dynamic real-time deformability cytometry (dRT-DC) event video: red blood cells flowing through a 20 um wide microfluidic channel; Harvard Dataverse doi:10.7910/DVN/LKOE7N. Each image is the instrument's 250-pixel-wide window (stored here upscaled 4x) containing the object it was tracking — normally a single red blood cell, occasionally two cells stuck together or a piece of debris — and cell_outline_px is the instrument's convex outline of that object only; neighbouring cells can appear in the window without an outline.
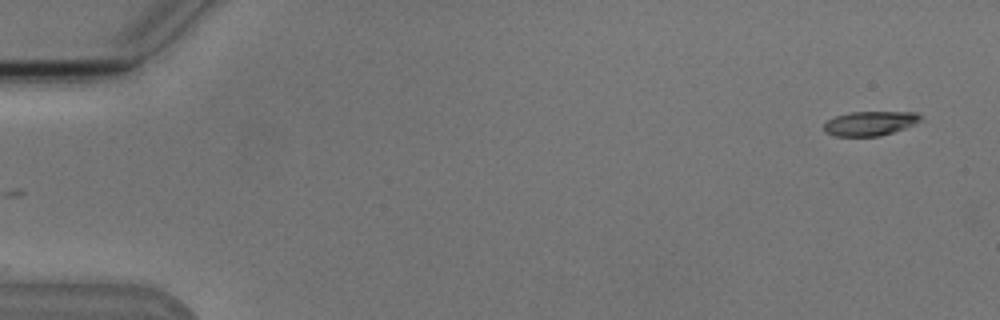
{"species": "Egyptian fruit bat (a non-hibernating species)", "species_latin": "Rousettus aegyptiacus", "temperature_condition": "cold", "stored_images_in_passage": 52, "camera_frame_rate_fps": 3000, "um_per_image_px": 0.085, "animal": {"sex": "male"}, "frame": {"image": 1, "passage_image": 1, "time_ms": 0.0, "image_size_px": [1000, 320], "cell_outline_px": [[920, 120], [904, 128], [880, 136], [836, 136], [824, 132], [824, 124], [828, 120], [836, 116], [848, 112], [916, 112], [920, 116]], "centroid_in_image_um": [73.9, 10.48], "position_along_channel_um": 11.1, "area_um2": 13.53}}
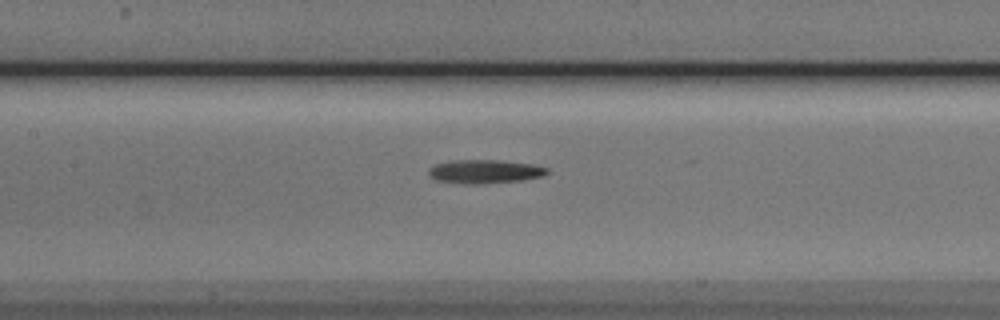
{"frame": {"image": 2, "passage_image": 24, "time_ms": 7.667, "image_size_px": [1000, 320], "cell_outline_px": [[552, 172], [544, 176], [524, 180], [484, 184], [464, 184], [436, 180], [428, 176], [428, 168], [432, 164], [452, 160], [500, 160], [532, 164], [548, 168]], "centroid_in_image_um": [41.2, 14.58], "position_along_channel_um": 166.2, "area_um2": 16.82}}
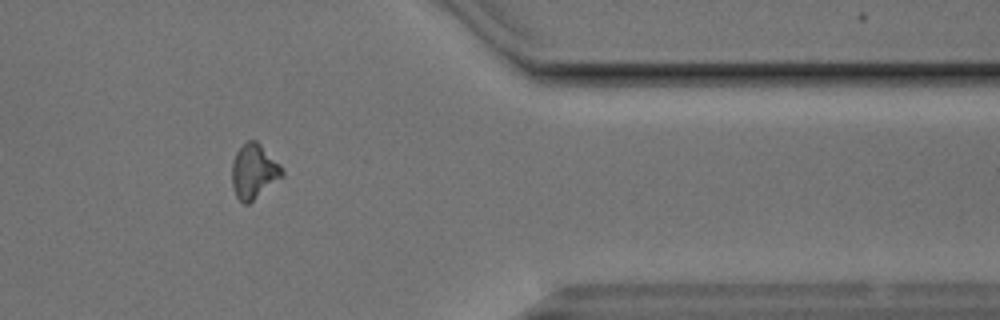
{"frame": {"image": 3, "passage_image": 43, "time_ms": 14.0, "image_size_px": [1000, 320], "cell_outline_px": [[284, 176], [248, 204], [244, 204], [236, 196], [232, 184], [232, 160], [236, 152], [248, 140], [256, 140], [280, 164], [284, 172]], "centroid_in_image_um": [21.58, 14.57], "position_along_channel_um": 389.8, "area_um2": 15.9}, "authors_computed_cell_mechanics": {"area_um2": 15.2881, "velocity_mm_per_s": 3.8239, "shape_relaxation_time_tau1_ms": 3.6794, "shape_relaxation_time_tau2_ms": null, "deformation_change_tau1": 0.1538, "deformation_change_tau2": null}}